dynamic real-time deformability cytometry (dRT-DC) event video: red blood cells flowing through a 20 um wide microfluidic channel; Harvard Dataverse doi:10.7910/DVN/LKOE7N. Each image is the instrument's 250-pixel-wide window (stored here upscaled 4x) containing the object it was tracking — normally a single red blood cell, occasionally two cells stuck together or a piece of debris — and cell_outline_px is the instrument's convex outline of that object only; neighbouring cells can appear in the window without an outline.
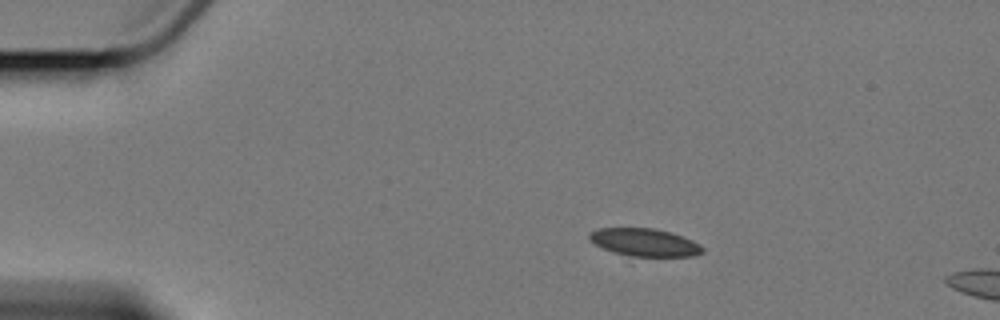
{"species": "Egyptian fruit bat (a non-hibernating species)", "species_latin": "Rousettus aegyptiacus", "temperature_condition": "cold", "stored_images_in_passage": 3, "camera_frame_rate_fps": 3000, "um_per_image_px": 0.085, "animal": {"sex": "female"}, "frame": {"image": 1, "passage_image": 1, "time_ms": 0.0, "image_size_px": [1000, 320], "cell_outline_px": [[704, 252], [692, 256], [632, 256], [612, 252], [596, 244], [588, 236], [592, 232], [600, 228], [656, 228], [692, 240], [700, 244], [704, 248]], "centroid_in_image_um": [54.82, 20.6], "position_along_channel_um": 30.2, "area_um2": 17.98}}